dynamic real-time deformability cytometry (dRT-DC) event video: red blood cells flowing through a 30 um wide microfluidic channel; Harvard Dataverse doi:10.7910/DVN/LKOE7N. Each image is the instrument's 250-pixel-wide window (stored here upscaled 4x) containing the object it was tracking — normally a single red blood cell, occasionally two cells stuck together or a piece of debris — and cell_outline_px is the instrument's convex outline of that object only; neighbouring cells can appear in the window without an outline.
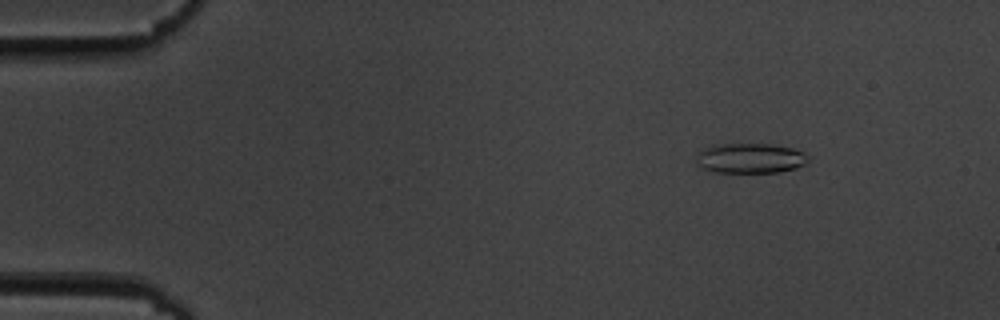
{"species": "common noctule bat (a hibernating species)", "species_latin": "Nyctalus noctula", "temperature_condition": "cold", "stored_images_in_passage": 53, "camera_frame_rate_fps": 3000, "um_per_image_px": 0.085, "animal": {"sex": "male", "body_mass_g": 19.5, "forearm_length_mm": 54.6}, "frame": {"image": 1, "passage_image": 7, "time_ms": 2.0, "image_size_px": [1000, 320], "cell_outline_px": [[808, 160], [804, 164], [796, 168], [780, 172], [716, 172], [704, 168], [696, 164], [696, 156], [704, 148], [712, 144], [772, 144], [792, 148], [804, 152], [808, 156]], "centroid_in_image_um": [63.77, 13.44], "position_along_channel_um": 21.2, "area_um2": 19.59}}
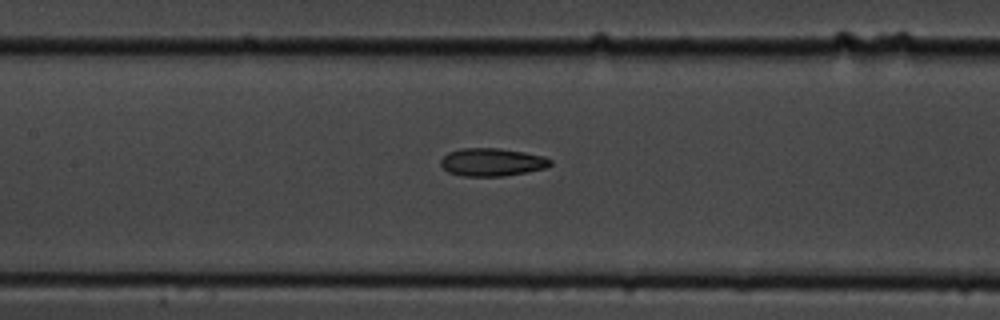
{"frame": {"image": 2, "passage_image": 26, "time_ms": 8.333, "image_size_px": [1000, 320], "cell_outline_px": [[552, 164], [544, 168], [528, 172], [504, 176], [464, 176], [448, 172], [440, 164], [440, 160], [448, 152], [460, 148], [500, 148], [524, 152], [544, 156], [552, 160]], "centroid_in_image_um": [41.82, 13.78], "position_along_channel_um": 165.6, "area_um2": 17.92}}
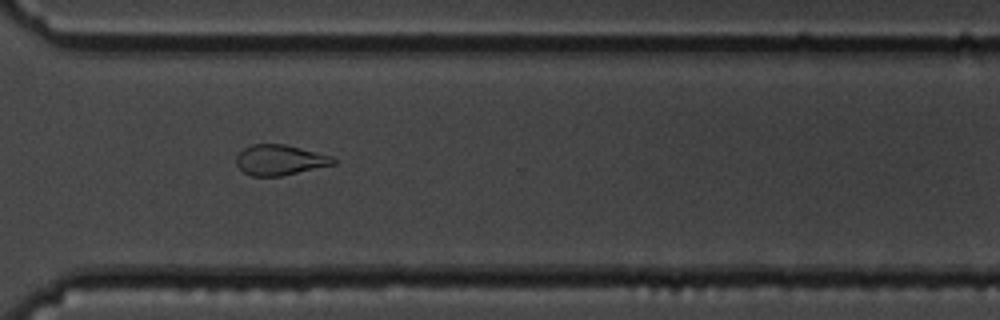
{"frame": {"image": 3, "passage_image": 41, "time_ms": 13.333, "image_size_px": [1000, 320], "cell_outline_px": [[336, 164], [280, 176], [252, 176], [244, 172], [236, 164], [236, 156], [244, 148], [252, 144], [284, 144], [332, 156], [336, 160]], "centroid_in_image_um": [23.78, 13.6], "position_along_channel_um": 346.8, "area_um2": 17.05}, "authors_computed_cell_mechanics": {"area_um2": 17.7446, "velocity_mm_per_s": 3.6324, "shape_relaxation_time_tau1_ms": 4.96, "shape_relaxation_time_tau2_ms": 2.6864, "deformation_change_tau1": 0.1447, "deformation_change_tau2": 0.1107}}